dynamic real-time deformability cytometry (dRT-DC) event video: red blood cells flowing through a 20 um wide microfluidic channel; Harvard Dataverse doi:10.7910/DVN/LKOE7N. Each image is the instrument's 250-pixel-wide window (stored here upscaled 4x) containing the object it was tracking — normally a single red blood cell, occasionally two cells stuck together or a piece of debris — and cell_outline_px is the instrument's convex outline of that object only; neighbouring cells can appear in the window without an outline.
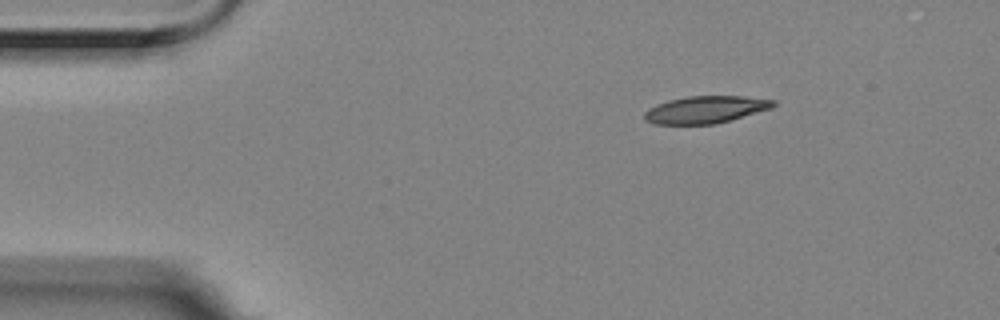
{"species": "Egyptian fruit bat (a non-hibernating species)", "species_latin": "Rousettus aegyptiacus", "temperature_condition": "room temperature", "stored_images_in_passage": 3, "camera_frame_rate_fps": 3000, "um_per_image_px": 0.085, "animal": {"sex": "female"}, "frame": {"image": 1, "passage_image": 1, "time_ms": 0.0, "image_size_px": [1000, 320], "cell_outline_px": [[776, 104], [772, 108], [716, 124], [656, 124], [644, 120], [644, 112], [648, 108], [656, 104], [668, 100], [688, 96], [744, 96], [776, 100]], "centroid_in_image_um": [59.96, 9.31], "position_along_channel_um": 25.0, "area_um2": 20.52}}